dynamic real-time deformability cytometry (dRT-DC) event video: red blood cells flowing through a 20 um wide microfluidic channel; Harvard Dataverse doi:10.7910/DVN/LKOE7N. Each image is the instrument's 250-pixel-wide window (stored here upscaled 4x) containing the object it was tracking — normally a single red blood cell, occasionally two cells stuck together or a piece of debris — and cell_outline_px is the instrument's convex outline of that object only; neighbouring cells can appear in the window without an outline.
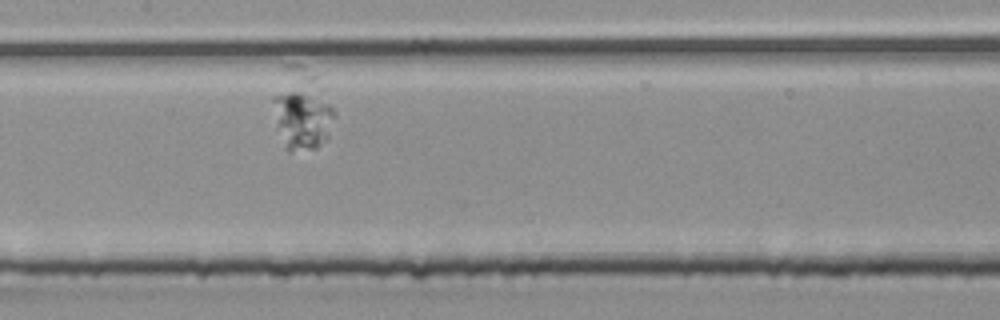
{"species": "common noctule bat (a hibernating species)", "species_latin": "Nyctalus noctula", "temperature_condition": "room temperature", "stored_images_in_passage": 34, "segment_of_instrument_passage": [2, 2], "camera_frame_rate_fps": 3000, "um_per_image_px": 0.085, "animal": {"sex": "male", "body_mass_g": 20.4}, "frame": {"image": 1, "passage_image": 12, "time_ms": 3.667, "image_size_px": [1000, 320], "cell_outline_px": [[336, 116], [328, 136], [316, 148], [288, 152], [276, 128], [272, 100], [272, 96], [284, 64], [304, 64], [320, 72], [336, 112]], "centroid_in_image_um": [25.7, 9.17], "position_along_channel_um": 181.7, "area_um2": 30.69}}
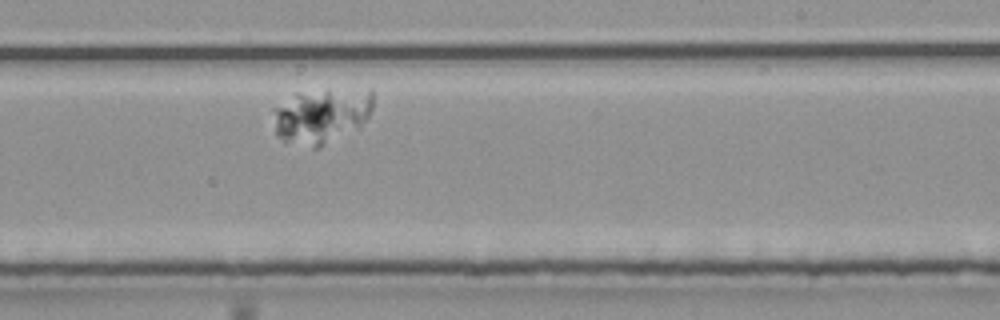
{"frame": {"image": 2, "passage_image": 19, "time_ms": 6.0, "image_size_px": [1000, 320], "cell_outline_px": [[372, 108], [368, 116], [360, 128], [320, 148], [312, 148], [284, 140], [276, 136], [272, 108], [296, 92], [372, 88]], "centroid_in_image_um": [27.33, 9.84], "position_along_channel_um": 261.7, "area_um2": 32.6}}
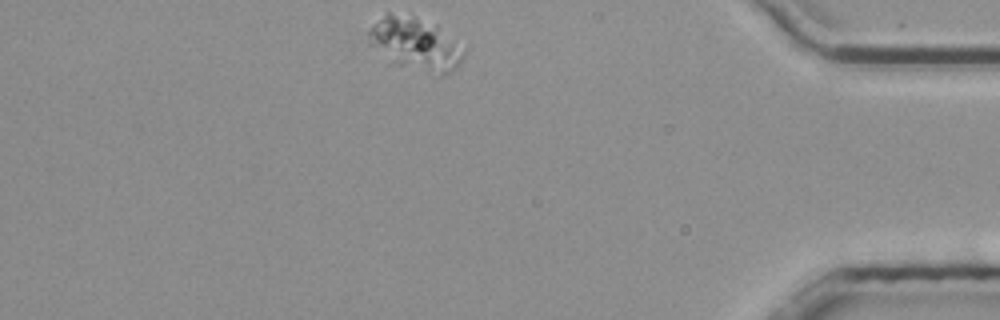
{"frame": {"image": 3, "passage_image": 34, "time_ms": 11.0, "image_size_px": [1000, 320], "cell_outline_px": [[464, 60], [456, 68], [448, 72], [444, 72], [388, 64], [368, 44], [368, 32], [388, 12], [416, 16], [436, 24], [464, 52]], "centroid_in_image_um": [35.22, 3.71], "position_along_channel_um": 400.0, "area_um2": 28.55}}